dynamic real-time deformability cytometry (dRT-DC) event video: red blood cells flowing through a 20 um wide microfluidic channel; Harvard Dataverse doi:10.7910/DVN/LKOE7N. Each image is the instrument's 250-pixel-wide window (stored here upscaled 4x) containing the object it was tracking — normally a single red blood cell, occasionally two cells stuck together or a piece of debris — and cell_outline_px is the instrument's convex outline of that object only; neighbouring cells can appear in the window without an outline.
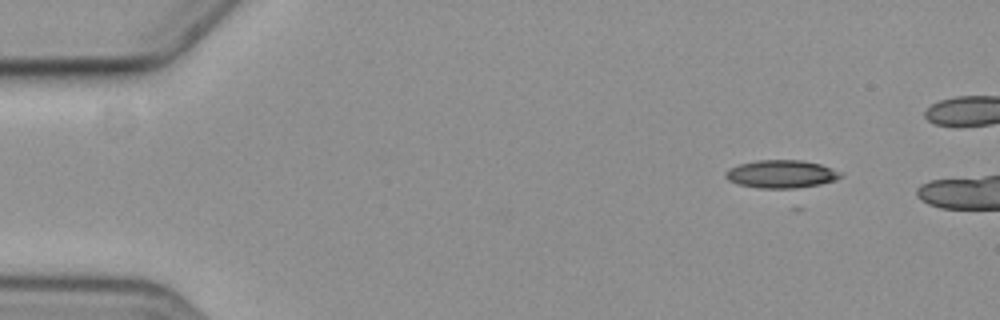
{"species": "common noctule bat (a hibernating species)", "species_latin": "Nyctalus noctula", "temperature_condition": "cold", "stored_images_in_passage": 10, "camera_frame_rate_fps": 3000, "um_per_image_px": 0.085, "animal": {"sex": "female", "body_mass_g": 19.3, "forearm_length_mm": 54.1}, "frame": {"image": 1, "passage_image": 1, "time_ms": 0.0, "image_size_px": [1000, 320], "cell_outline_px": [[844, 176], [836, 180], [820, 184], [796, 188], [760, 188], [740, 184], [728, 180], [724, 176], [724, 172], [728, 168], [740, 164], [756, 160], [804, 160], [820, 164], [844, 172]], "centroid_in_image_um": [66.44, 14.78], "position_along_channel_um": 18.6, "area_um2": 18.9}}